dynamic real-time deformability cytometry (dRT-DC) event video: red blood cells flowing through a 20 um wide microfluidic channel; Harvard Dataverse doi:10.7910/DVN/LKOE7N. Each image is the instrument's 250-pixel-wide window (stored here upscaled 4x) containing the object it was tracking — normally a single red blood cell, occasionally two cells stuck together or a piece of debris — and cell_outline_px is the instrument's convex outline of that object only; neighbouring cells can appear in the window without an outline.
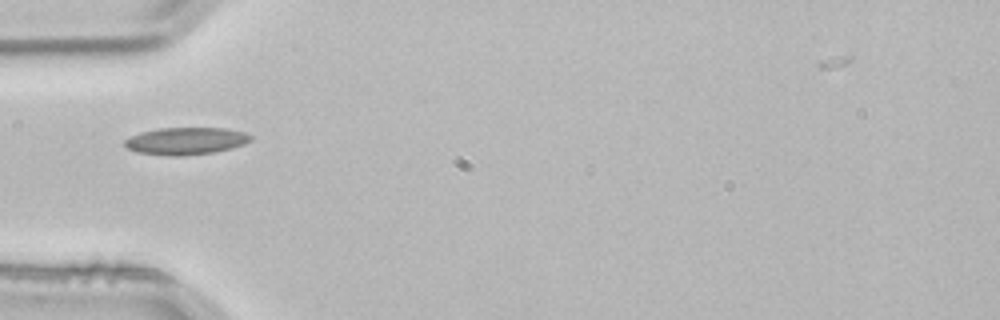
{"species": "common noctule bat (a hibernating species)", "species_latin": "Nyctalus noctula", "temperature_condition": "room temperature", "stored_images_in_passage": 4, "camera_frame_rate_fps": 3000, "um_per_image_px": 0.085, "animal": {"sex": "male", "body_mass_g": 21.5, "forearm_length_mm": 52.0}, "frame": {"image": 1, "passage_image": 4, "time_ms": 1.0, "image_size_px": [1000, 320], "cell_outline_px": [[252, 140], [244, 144], [232, 148], [216, 152], [180, 156], [168, 156], [136, 152], [128, 148], [124, 144], [124, 140], [140, 132], [160, 128], [224, 128], [244, 132], [252, 136]], "centroid_in_image_um": [15.81, 11.99], "position_along_channel_um": 69.2, "area_um2": 20.06}}